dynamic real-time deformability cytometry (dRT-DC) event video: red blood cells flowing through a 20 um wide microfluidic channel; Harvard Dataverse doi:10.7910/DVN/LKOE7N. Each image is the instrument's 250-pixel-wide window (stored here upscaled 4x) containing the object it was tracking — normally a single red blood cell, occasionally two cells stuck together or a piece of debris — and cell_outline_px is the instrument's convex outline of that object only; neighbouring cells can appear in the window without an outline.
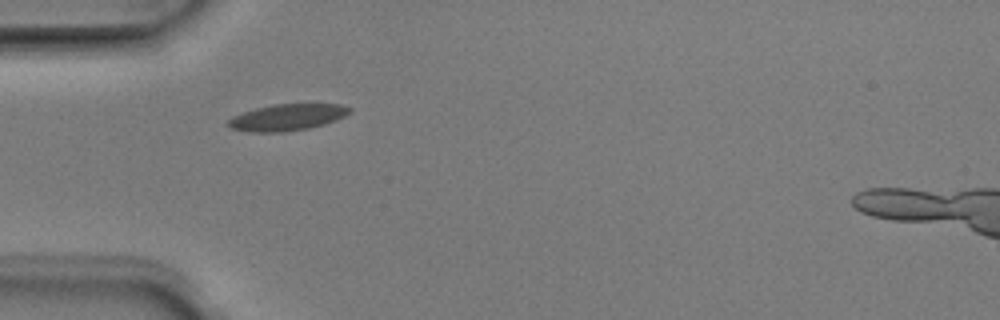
{"species": "Egyptian fruit bat (a non-hibernating species)", "species_latin": "Rousettus aegyptiacus", "temperature_condition": "room temperature", "stored_images_in_passage": 9, "camera_frame_rate_fps": 3000, "um_per_image_px": 0.085, "animal": {"sex": "male"}, "frame": {"image": 1, "passage_image": 4, "time_ms": 1.0, "image_size_px": [1000, 320], "cell_outline_px": [[352, 112], [336, 120], [324, 124], [308, 128], [284, 132], [248, 132], [228, 128], [224, 124], [232, 116], [256, 108], [272, 104], [340, 104], [352, 108]], "centroid_in_image_um": [24.37, 9.98], "position_along_channel_um": 60.6, "area_um2": 18.96}}
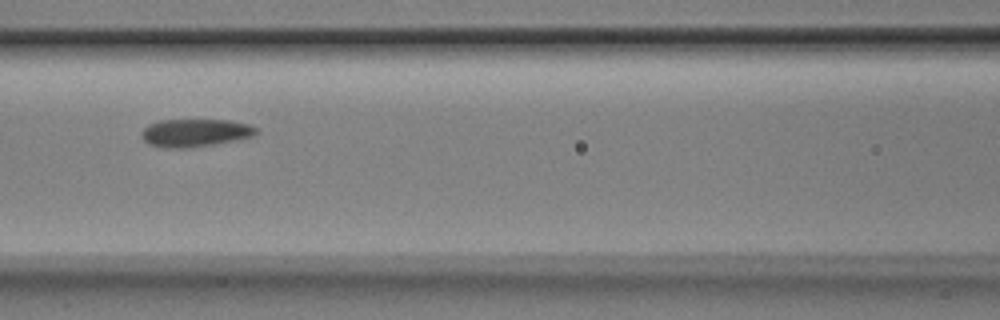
{"frame": {"image": 2, "passage_image": 6, "time_ms": 1.667, "image_size_px": [1000, 320], "cell_outline_px": [[256, 136], [192, 148], [160, 148], [148, 144], [140, 136], [140, 132], [148, 124], [160, 120], [228, 120], [252, 124], [256, 128]], "centroid_in_image_um": [16.56, 11.29], "position_along_channel_um": 150.0, "area_um2": 18.9}}
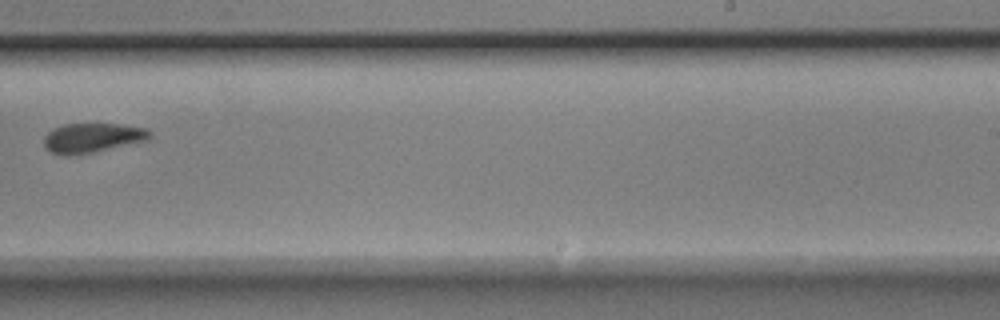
{"frame": {"image": 3, "passage_image": 9, "time_ms": 2.667, "image_size_px": [1000, 320], "cell_outline_px": [[152, 132], [148, 140], [92, 152], [68, 156], [64, 156], [52, 152], [44, 144], [44, 136], [52, 128], [64, 124], [120, 124], [148, 128]], "centroid_in_image_um": [7.86, 11.7], "position_along_channel_um": 281.1, "area_um2": 18.15}}